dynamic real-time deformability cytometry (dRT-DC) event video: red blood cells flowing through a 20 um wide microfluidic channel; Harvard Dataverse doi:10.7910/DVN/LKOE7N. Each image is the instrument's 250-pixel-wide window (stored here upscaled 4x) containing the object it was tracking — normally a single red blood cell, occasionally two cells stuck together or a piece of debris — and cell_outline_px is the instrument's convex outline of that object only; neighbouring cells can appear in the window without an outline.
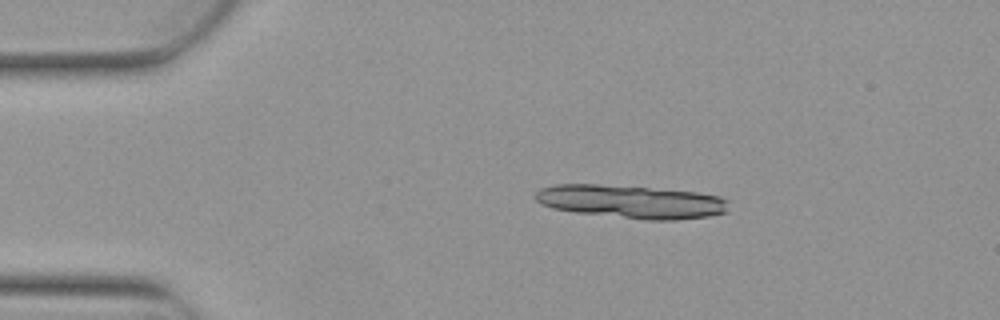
{"species": "Egyptian fruit bat (a non-hibernating species)", "species_latin": "Rousettus aegyptiacus", "temperature_condition": "warm", "stored_images_in_passage": 4, "camera_frame_rate_fps": 3000, "um_per_image_px": 0.085, "animal": {"sex": "female"}, "frame": {"image": 1, "passage_image": 3, "time_ms": 0.667, "image_size_px": [1000, 320], "cell_outline_px": [[728, 212], [708, 216], [676, 220], [648, 220], [576, 212], [552, 208], [540, 204], [532, 196], [540, 188], [556, 184], [596, 184], [648, 188], [696, 192], [720, 196], [728, 200]], "centroid_in_image_um": [53.64, 17.14], "position_along_channel_um": 31.4, "area_um2": 37.4}}